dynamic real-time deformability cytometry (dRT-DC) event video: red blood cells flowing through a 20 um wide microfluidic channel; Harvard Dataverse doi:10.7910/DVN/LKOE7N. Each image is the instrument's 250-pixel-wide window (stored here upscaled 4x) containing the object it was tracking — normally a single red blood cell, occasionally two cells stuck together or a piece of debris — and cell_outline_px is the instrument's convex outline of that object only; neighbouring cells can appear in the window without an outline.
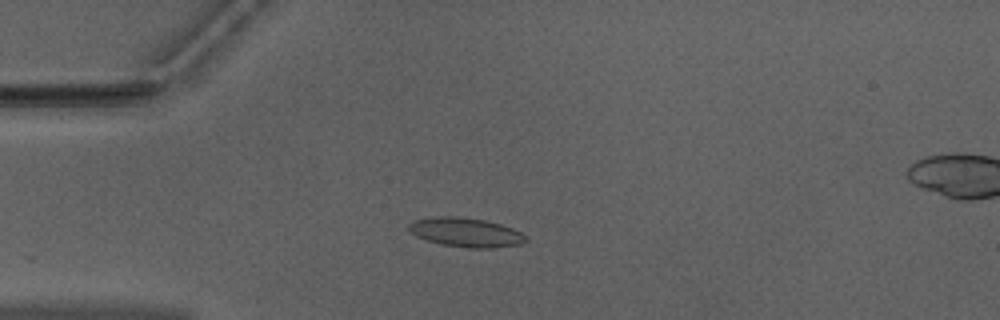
{"species": "Egyptian fruit bat (a non-hibernating species)", "species_latin": "Rousettus aegyptiacus", "temperature_condition": "warm", "stored_images_in_passage": 39, "camera_frame_rate_fps": 3000, "um_per_image_px": 0.085, "animal": {"sex": "male"}, "frame": {"image": 1, "passage_image": 1, "time_ms": 0.0, "image_size_px": [1000, 320], "cell_outline_px": [[528, 240], [524, 244], [492, 248], [468, 248], [440, 244], [416, 236], [408, 228], [408, 224], [412, 220], [436, 216], [456, 216], [484, 220], [500, 224], [512, 228], [528, 236]], "centroid_in_image_um": [39.62, 19.75], "position_along_channel_um": 45.4, "area_um2": 20.06}}
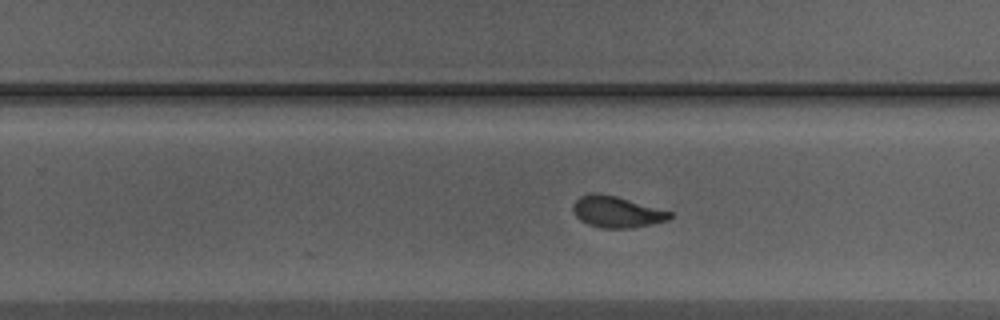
{"frame": {"image": 2, "passage_image": 20, "time_ms": 6.333, "image_size_px": [1000, 320], "cell_outline_px": [[672, 216], [668, 220], [652, 224], [632, 228], [600, 228], [588, 224], [580, 220], [576, 216], [572, 208], [572, 204], [580, 196], [592, 192], [596, 192], [616, 196], [672, 212]], "centroid_in_image_um": [52.39, 18.01], "position_along_channel_um": 277.4, "area_um2": 17.69}}
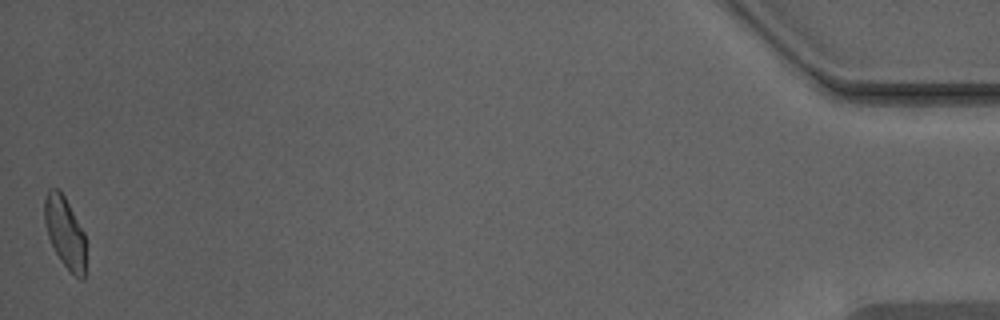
{"frame": {"image": 3, "passage_image": 39, "time_ms": 12.667, "image_size_px": [1000, 320], "cell_outline_px": [[84, 280], [80, 280], [60, 260], [48, 236], [44, 220], [44, 200], [48, 188], [60, 188], [84, 232]], "centroid_in_image_um": [5.49, 19.68], "position_along_channel_um": 429.7, "area_um2": 16.88}, "authors_computed_cell_mechanics": {"area_um2": 17.918, "velocity_mm_per_s": 3.9643, "shape_relaxation_time_tau1_ms": 4.4258, "shape_relaxation_time_tau2_ms": 1.1178, "deformation_change_tau1": 0.1373, "deformation_change_tau2": 0.0741}}